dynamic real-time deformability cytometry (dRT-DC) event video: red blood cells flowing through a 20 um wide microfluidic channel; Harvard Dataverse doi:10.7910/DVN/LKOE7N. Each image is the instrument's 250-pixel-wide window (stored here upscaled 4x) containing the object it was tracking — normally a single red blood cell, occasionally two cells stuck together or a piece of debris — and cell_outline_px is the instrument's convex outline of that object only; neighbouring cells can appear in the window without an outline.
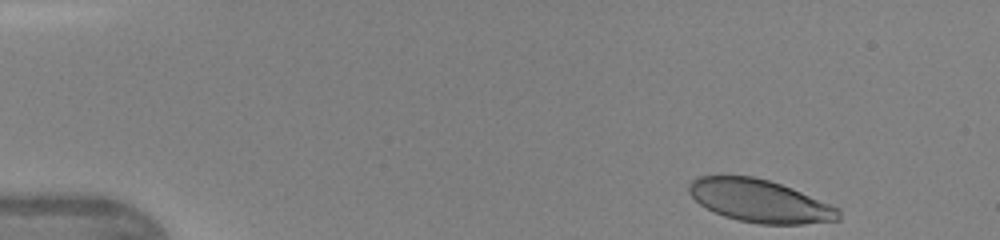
{"species": "human", "species_latin": "Homo sapiens", "temperature_condition": "warm", "stored_images_in_passage": 35, "camera_frame_rate_fps": 3000, "um_per_image_px": 0.085, "donor": {"sex": "female"}, "frame": {"image": 1, "passage_image": 1, "time_ms": 0.0, "image_size_px": [1000, 240], "cell_outline_px": [[840, 220], [804, 224], [760, 224], [740, 220], [724, 216], [700, 204], [688, 192], [688, 184], [692, 180], [700, 176], [752, 176], [768, 180], [792, 188], [840, 208]], "centroid_in_image_um": [64.61, 17.08], "position_along_channel_um": 20.4, "area_um2": 36.99}}
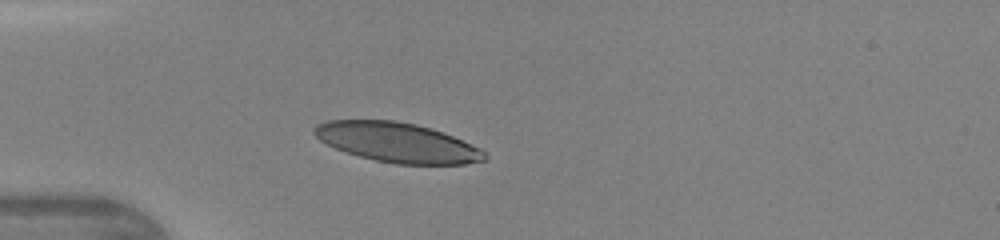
{"frame": {"image": 2, "passage_image": 8, "time_ms": 2.333, "image_size_px": [1000, 240], "cell_outline_px": [[488, 160], [464, 164], [396, 164], [376, 160], [360, 156], [336, 148], [320, 140], [312, 132], [312, 128], [316, 124], [328, 120], [396, 120], [416, 124], [452, 136], [480, 148], [488, 156]], "centroid_in_image_um": [33.76, 12.1], "position_along_channel_um": 51.2, "area_um2": 39.07}}
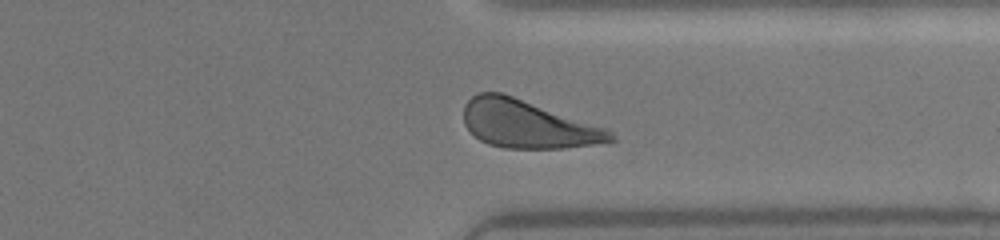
{"frame": {"image": 3, "passage_image": 30, "time_ms": 9.667, "image_size_px": [1000, 240], "cell_outline_px": [[616, 140], [592, 144], [564, 148], [504, 148], [488, 144], [480, 140], [464, 124], [464, 104], [472, 96], [480, 92], [504, 92], [608, 128], [616, 136]], "centroid_in_image_um": [44.86, 10.53], "position_along_channel_um": 366.5, "area_um2": 41.21}}